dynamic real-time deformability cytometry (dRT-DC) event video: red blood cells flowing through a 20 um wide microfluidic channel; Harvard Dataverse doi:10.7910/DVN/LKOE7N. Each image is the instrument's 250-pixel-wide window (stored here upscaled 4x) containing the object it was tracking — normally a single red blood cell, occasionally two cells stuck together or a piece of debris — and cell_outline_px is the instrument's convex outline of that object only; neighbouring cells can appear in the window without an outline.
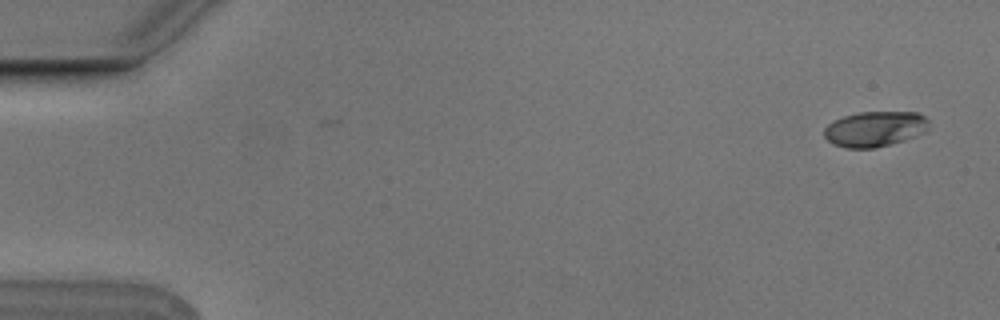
{"species": "Egyptian fruit bat (a non-hibernating species)", "species_latin": "Rousettus aegyptiacus", "temperature_condition": "cold", "stored_images_in_passage": 2, "camera_frame_rate_fps": 3000, "um_per_image_px": 0.085, "animal": {"sex": "male"}, "frame": {"image": 1, "passage_image": 2, "time_ms": 0.333, "image_size_px": [1000, 320], "cell_outline_px": [[928, 132], [904, 140], [872, 148], [844, 148], [832, 144], [824, 136], [824, 128], [828, 124], [844, 116], [860, 112], [916, 112], [924, 116], [928, 120]], "centroid_in_image_um": [74.37, 10.96], "position_along_channel_um": 10.6, "area_um2": 21.56}}